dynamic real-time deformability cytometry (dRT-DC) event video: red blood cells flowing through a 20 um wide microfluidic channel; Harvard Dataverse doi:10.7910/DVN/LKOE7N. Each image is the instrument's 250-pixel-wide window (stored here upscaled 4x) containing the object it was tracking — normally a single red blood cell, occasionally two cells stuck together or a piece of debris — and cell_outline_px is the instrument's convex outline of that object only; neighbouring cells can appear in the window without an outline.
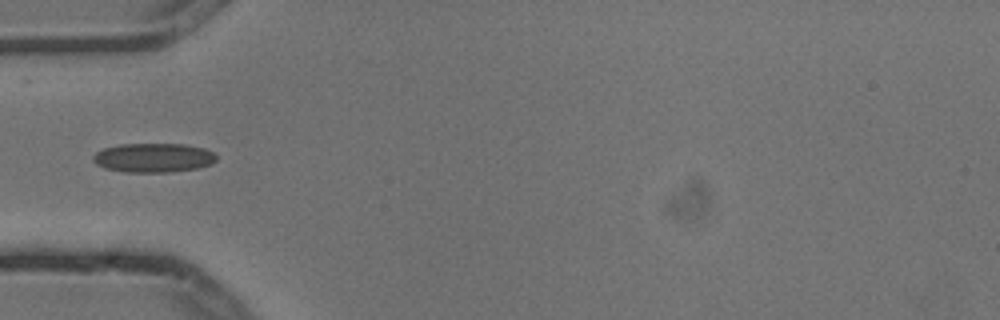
{"species": "common noctule bat (a hibernating species)", "species_latin": "Nyctalus noctula", "temperature_condition": "cold", "stored_images_in_passage": 8, "camera_frame_rate_fps": 3000, "um_per_image_px": 0.085, "animal": {"sex": "male", "body_mass_g": 13.3}, "frame": {"image": 1, "passage_image": 5, "time_ms": 1.333, "image_size_px": [1000, 320], "cell_outline_px": [[216, 160], [212, 164], [196, 168], [168, 172], [124, 172], [104, 168], [96, 164], [92, 160], [92, 156], [96, 152], [104, 148], [120, 144], [184, 144], [204, 148], [212, 152], [216, 156]], "centroid_in_image_um": [13.01, 13.41], "position_along_channel_um": 72.0, "area_um2": 20.98}}
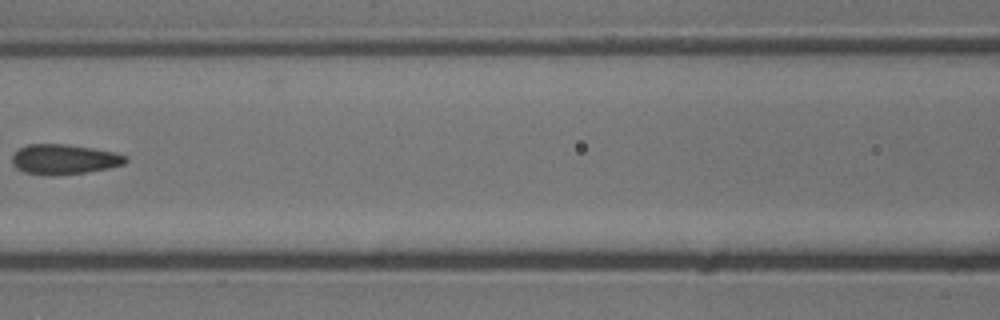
{"frame": {"image": 2, "passage_image": 7, "time_ms": 2.0, "image_size_px": [1000, 320], "cell_outline_px": [[128, 160], [124, 164], [108, 168], [84, 172], [52, 176], [48, 176], [24, 172], [16, 168], [12, 164], [12, 152], [28, 144], [68, 144], [116, 152], [128, 156]], "centroid_in_image_um": [5.43, 13.54], "position_along_channel_um": 161.2, "area_um2": 20.06}}
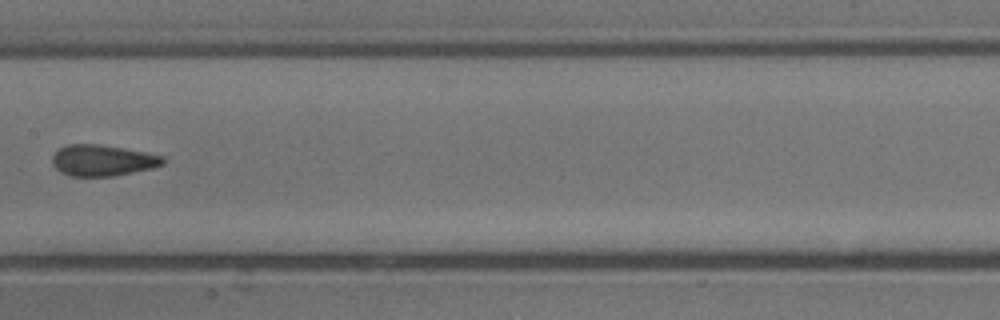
{"frame": {"image": 3, "passage_image": 8, "time_ms": 2.333, "image_size_px": [1000, 320], "cell_outline_px": [[164, 164], [152, 168], [112, 176], [72, 176], [60, 172], [52, 164], [52, 156], [60, 148], [68, 144], [96, 144], [124, 148], [164, 156]], "centroid_in_image_um": [8.71, 13.63], "position_along_channel_um": 198.7, "area_um2": 19.94}}